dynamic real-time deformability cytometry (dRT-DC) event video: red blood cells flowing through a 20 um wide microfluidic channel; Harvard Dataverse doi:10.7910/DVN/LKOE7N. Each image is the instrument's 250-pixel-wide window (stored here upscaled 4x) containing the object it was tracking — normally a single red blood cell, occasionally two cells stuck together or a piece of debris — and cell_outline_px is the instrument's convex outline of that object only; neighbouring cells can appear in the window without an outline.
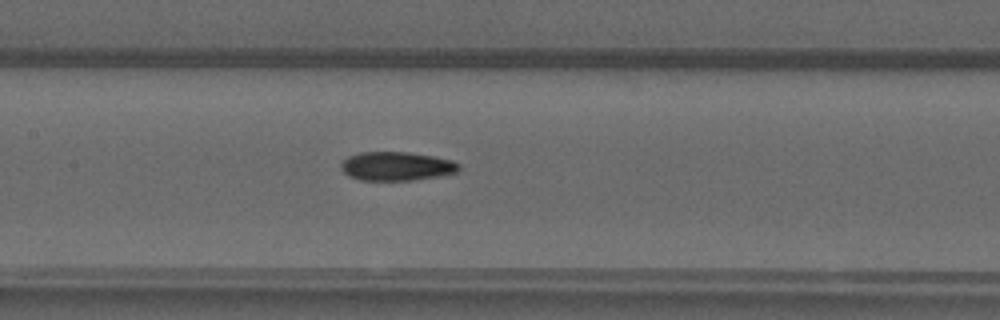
{"species": "common noctule bat (a hibernating species)", "species_latin": "Nyctalus noctula", "temperature_condition": "warm", "stored_images_in_passage": 34, "camera_frame_rate_fps": 3000, "um_per_image_px": 0.085, "animal": {"sex": "male", "forearm_length_mm": 52.5}, "frame": {"image": 1, "passage_image": 23, "time_ms": 7.333, "image_size_px": [1000, 320], "cell_outline_px": [[460, 168], [456, 172], [440, 176], [412, 180], [360, 180], [348, 176], [340, 168], [340, 164], [348, 156], [360, 152], [408, 152], [432, 156], [452, 160], [460, 164]], "centroid_in_image_um": [33.69, 14.13], "position_along_channel_um": 173.7, "area_um2": 19.83}}
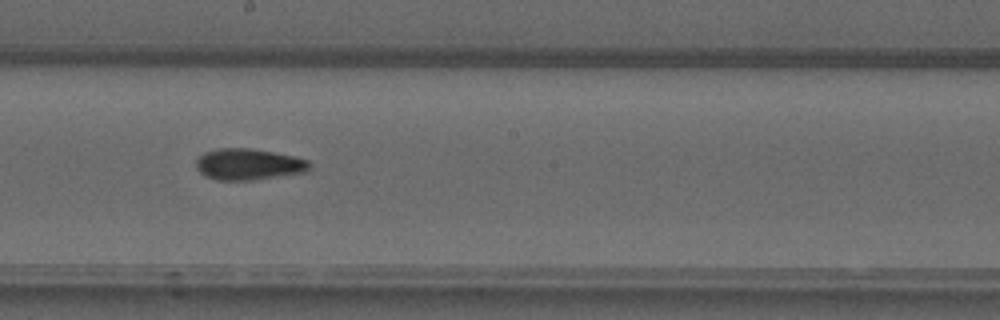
{"frame": {"image": 2, "passage_image": 27, "time_ms": 8.667, "image_size_px": [1000, 320], "cell_outline_px": [[312, 168], [308, 172], [252, 180], [216, 180], [204, 176], [196, 168], [196, 160], [204, 152], [216, 148], [252, 148], [296, 156], [308, 160], [312, 164]], "centroid_in_image_um": [21.16, 13.96], "position_along_channel_um": 227.0, "area_um2": 21.1}}
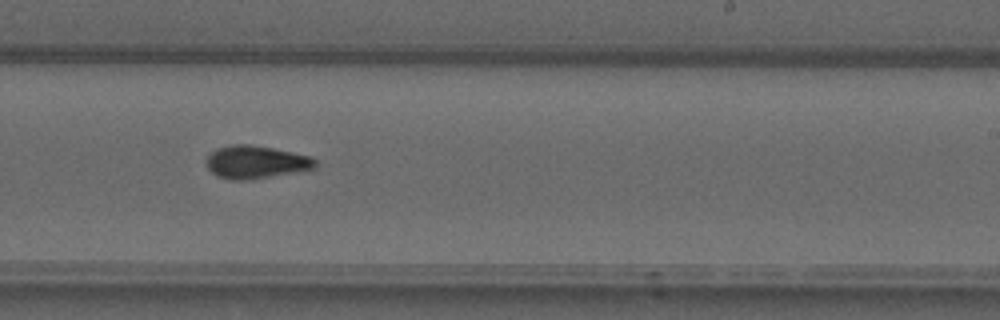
{"frame": {"image": 3, "passage_image": 30, "time_ms": 9.667, "image_size_px": [1000, 320], "cell_outline_px": [[316, 168], [296, 172], [252, 180], [228, 180], [216, 176], [208, 168], [204, 160], [216, 148], [228, 144], [252, 144], [312, 156], [316, 160]], "centroid_in_image_um": [21.72, 13.78], "position_along_channel_um": 267.3, "area_um2": 21.27}}